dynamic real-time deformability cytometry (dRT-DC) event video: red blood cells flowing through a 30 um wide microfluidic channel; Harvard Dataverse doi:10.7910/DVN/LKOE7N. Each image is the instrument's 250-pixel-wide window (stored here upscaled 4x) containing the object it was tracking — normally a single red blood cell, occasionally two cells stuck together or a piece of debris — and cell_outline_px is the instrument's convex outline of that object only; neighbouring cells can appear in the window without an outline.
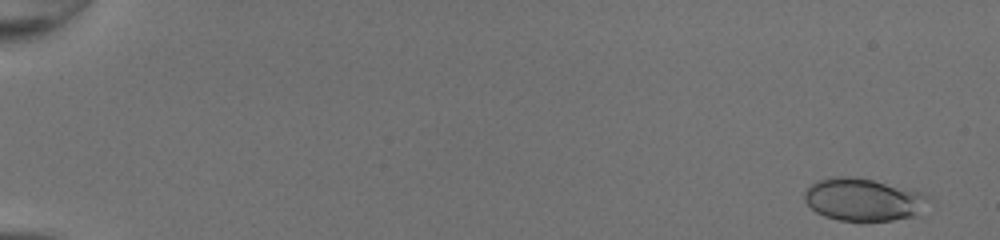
{"species": "common noctule bat (a hibernating species)", "species_latin": "Nyctalus noctula", "temperature_condition": "room temperature", "stored_images_in_passage": 50, "camera_frame_rate_fps": 3000, "um_per_image_px": 0.085, "animal": {"sex": "female", "body_mass_g": 20.0, "forearm_length_mm": 54.0}, "frame": {"image": 1, "passage_image": 2, "time_ms": 0.333, "image_size_px": [1000, 240], "cell_outline_px": [[932, 200], [916, 216], [892, 220], [840, 220], [824, 216], [816, 212], [804, 200], [804, 192], [816, 180], [832, 176], [848, 176], [872, 180], [924, 192], [932, 196]], "centroid_in_image_um": [73.43, 16.95], "position_along_channel_um": 11.6, "area_um2": 30.92}}
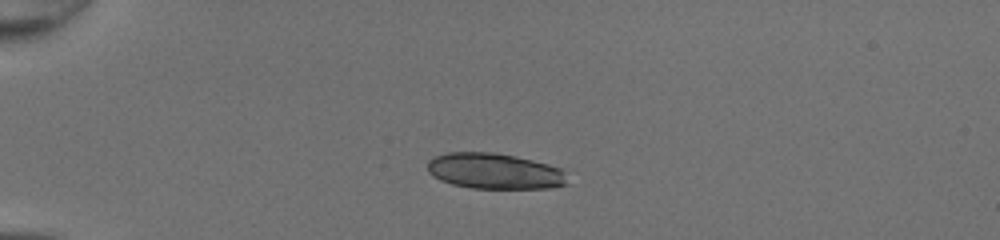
{"frame": {"image": 2, "passage_image": 14, "time_ms": 4.333, "image_size_px": [1000, 240], "cell_outline_px": [[568, 184], [552, 188], [472, 188], [452, 184], [440, 180], [432, 176], [428, 172], [428, 160], [436, 156], [448, 152], [496, 152], [516, 156], [548, 164], [560, 168], [564, 172]], "centroid_in_image_um": [42.03, 14.54], "position_along_channel_um": 43.0, "area_um2": 29.25}}